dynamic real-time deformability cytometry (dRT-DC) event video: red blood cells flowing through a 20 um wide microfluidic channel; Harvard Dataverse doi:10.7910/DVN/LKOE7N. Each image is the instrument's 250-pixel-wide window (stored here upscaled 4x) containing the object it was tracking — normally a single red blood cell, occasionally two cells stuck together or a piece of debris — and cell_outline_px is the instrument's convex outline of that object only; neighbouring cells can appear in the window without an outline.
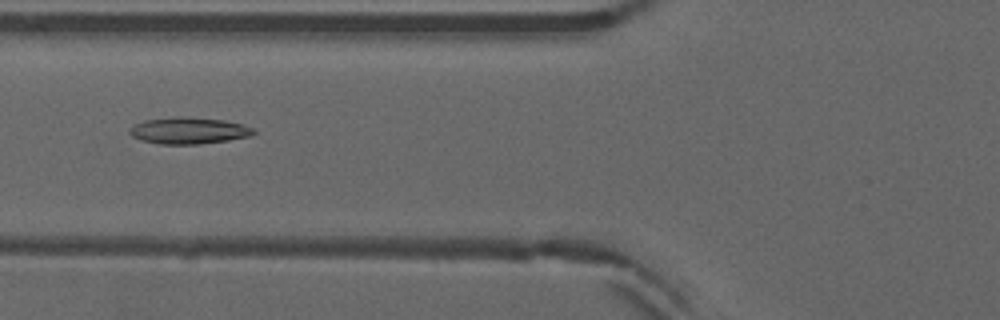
{"species": "common noctule bat (a hibernating species)", "species_latin": "Nyctalus noctula", "temperature_condition": "warm", "stored_images_in_passage": 53, "camera_frame_rate_fps": 3000, "um_per_image_px": 0.085, "animal": {"sex": "male", "forearm_length_mm": 52.5}, "frame": {"image": 1, "passage_image": 21, "time_ms": 6.667, "image_size_px": [1000, 320], "cell_outline_px": [[256, 132], [248, 136], [228, 140], [200, 144], [160, 144], [140, 140], [132, 136], [128, 132], [128, 128], [144, 120], [176, 116], [180, 116], [224, 120], [244, 124], [252, 128]], "centroid_in_image_um": [16.0, 11.1], "position_along_channel_um": 109.8, "area_um2": 19.25}}
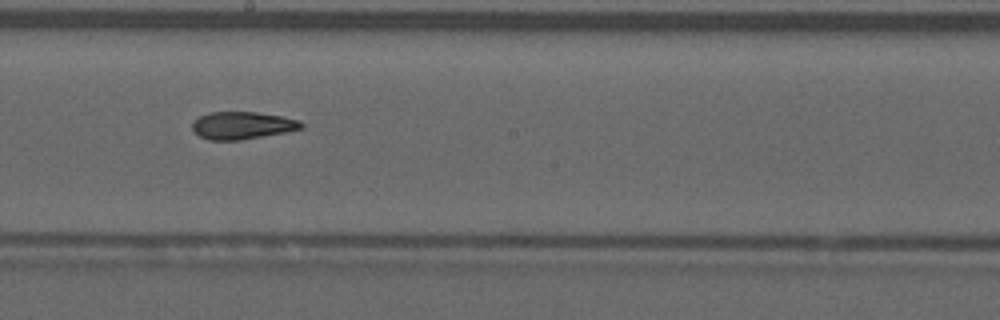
{"frame": {"image": 2, "passage_image": 30, "time_ms": 9.667, "image_size_px": [1000, 320], "cell_outline_px": [[304, 124], [300, 128], [284, 132], [240, 140], [208, 140], [200, 136], [192, 128], [192, 124], [200, 116], [208, 112], [256, 112], [280, 116], [300, 120]], "centroid_in_image_um": [20.57, 10.65], "position_along_channel_um": 227.6, "area_um2": 17.17}}
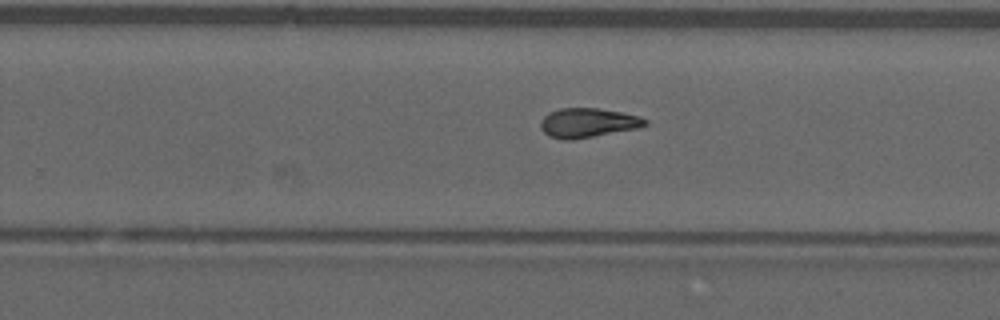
{"frame": {"image": 3, "passage_image": 34, "time_ms": 11.0, "image_size_px": [1000, 320], "cell_outline_px": [[648, 124], [636, 128], [572, 140], [564, 140], [548, 136], [540, 128], [540, 120], [548, 112], [560, 108], [600, 108], [640, 116], [648, 120]], "centroid_in_image_um": [49.92, 10.43], "position_along_channel_um": 279.9, "area_um2": 17.92}, "authors_computed_cell_mechanics": {"area_um2": 17.9758, "velocity_mm_per_s": 3.9339, "shape_relaxation_time_tau1_ms": null, "shape_relaxation_time_tau2_ms": 3.1259, "deformation_change_tau1": null, "deformation_change_tau2": 0.1095}}